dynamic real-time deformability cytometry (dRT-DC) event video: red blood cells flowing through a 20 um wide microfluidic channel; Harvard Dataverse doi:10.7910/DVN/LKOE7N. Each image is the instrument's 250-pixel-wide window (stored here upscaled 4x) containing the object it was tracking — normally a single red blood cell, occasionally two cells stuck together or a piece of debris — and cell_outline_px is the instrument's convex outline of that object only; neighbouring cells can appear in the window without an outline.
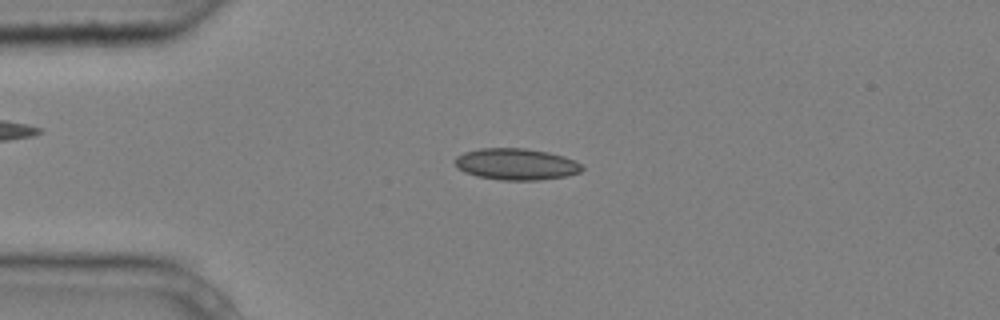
{"species": "common noctule bat (a hibernating species)", "species_latin": "Nyctalus noctula", "temperature_condition": "cold", "stored_images_in_passage": 4, "camera_frame_rate_fps": 3000, "um_per_image_px": 0.085, "animal": {"sex": "male", "body_mass_g": 20.4}, "frame": {"image": 1, "passage_image": 3, "time_ms": 0.667, "image_size_px": [1000, 320], "cell_outline_px": [[584, 168], [580, 172], [568, 176], [536, 180], [500, 180], [476, 176], [464, 172], [456, 168], [456, 156], [464, 152], [480, 148], [524, 148], [548, 152], [564, 156], [576, 160]], "centroid_in_image_um": [43.88, 13.95], "position_along_channel_um": 41.1, "area_um2": 23.47}}